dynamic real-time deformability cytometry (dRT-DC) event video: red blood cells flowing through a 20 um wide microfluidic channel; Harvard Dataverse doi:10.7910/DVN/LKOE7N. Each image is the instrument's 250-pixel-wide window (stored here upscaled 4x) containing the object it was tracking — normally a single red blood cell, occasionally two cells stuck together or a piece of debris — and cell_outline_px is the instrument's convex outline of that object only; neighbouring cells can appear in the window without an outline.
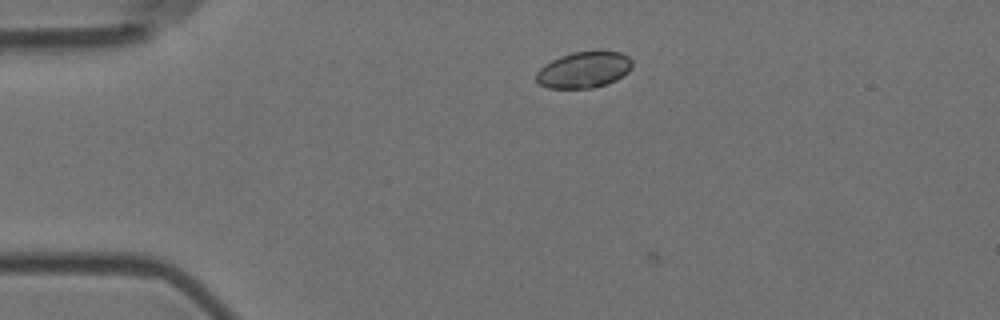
{"species": "Egyptian fruit bat (a non-hibernating species)", "species_latin": "Rousettus aegyptiacus", "temperature_condition": "room temperature", "stored_images_in_passage": 9, "camera_frame_rate_fps": 3000, "um_per_image_px": 0.085, "animal": {"sex": "female"}, "frame": {"image": 1, "passage_image": 8, "time_ms": 2.333, "image_size_px": [1000, 320], "cell_outline_px": [[632, 68], [628, 72], [616, 80], [608, 84], [592, 88], [548, 88], [540, 84], [536, 80], [536, 72], [544, 64], [560, 56], [572, 52], [620, 52], [628, 56], [632, 60]], "centroid_in_image_um": [49.63, 5.94], "position_along_channel_um": 35.4, "area_um2": 20.23}}